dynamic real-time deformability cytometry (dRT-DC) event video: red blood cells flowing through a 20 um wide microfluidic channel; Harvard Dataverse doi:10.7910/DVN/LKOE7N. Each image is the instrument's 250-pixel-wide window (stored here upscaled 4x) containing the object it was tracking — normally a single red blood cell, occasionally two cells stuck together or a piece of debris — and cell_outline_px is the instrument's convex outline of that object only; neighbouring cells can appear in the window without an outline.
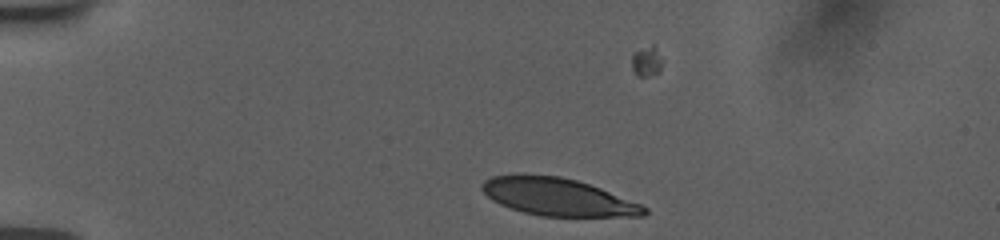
{"species": "human", "species_latin": "Homo sapiens", "temperature_condition": "room temperature", "stored_images_in_passage": 40, "camera_frame_rate_fps": 3000, "um_per_image_px": 0.085, "donor": {"sex": "female"}, "frame": {"image": 1, "passage_image": 6, "time_ms": 1.667, "image_size_px": [1000, 240], "cell_outline_px": [[648, 212], [644, 216], [540, 216], [524, 212], [500, 204], [492, 200], [480, 188], [480, 184], [484, 180], [492, 176], [512, 172], [560, 176], [576, 180], [600, 188], [640, 204], [648, 208]], "centroid_in_image_um": [47.34, 16.71], "position_along_channel_um": 37.7, "area_um2": 35.72}}
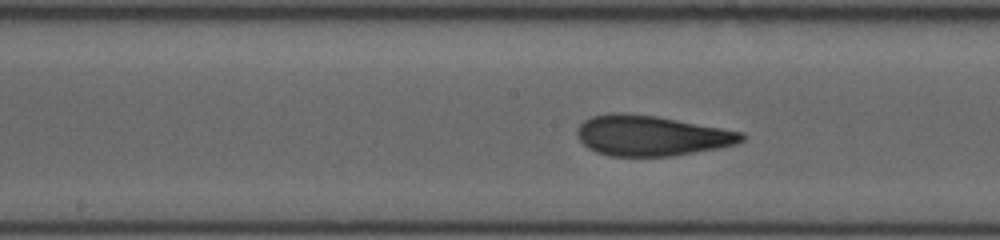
{"frame": {"image": 2, "passage_image": 23, "time_ms": 7.333, "image_size_px": [1000, 240], "cell_outline_px": [[744, 140], [736, 144], [716, 148], [668, 156], [608, 156], [596, 152], [588, 148], [576, 136], [576, 128], [584, 120], [592, 116], [608, 112], [620, 112], [656, 116], [744, 132]], "centroid_in_image_um": [55.3, 11.52], "position_along_channel_um": 192.9, "area_um2": 38.61}}
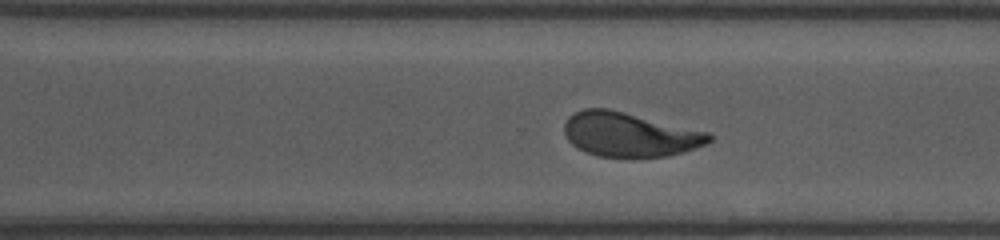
{"frame": {"image": 3, "passage_image": 33, "time_ms": 10.667, "image_size_px": [1000, 240], "cell_outline_px": [[712, 140], [696, 148], [664, 156], [600, 156], [584, 152], [576, 148], [568, 140], [564, 132], [564, 124], [568, 116], [584, 108], [608, 108], [708, 132], [712, 136]], "centroid_in_image_um": [53.46, 11.42], "position_along_channel_um": 317.1, "area_um2": 36.93}}